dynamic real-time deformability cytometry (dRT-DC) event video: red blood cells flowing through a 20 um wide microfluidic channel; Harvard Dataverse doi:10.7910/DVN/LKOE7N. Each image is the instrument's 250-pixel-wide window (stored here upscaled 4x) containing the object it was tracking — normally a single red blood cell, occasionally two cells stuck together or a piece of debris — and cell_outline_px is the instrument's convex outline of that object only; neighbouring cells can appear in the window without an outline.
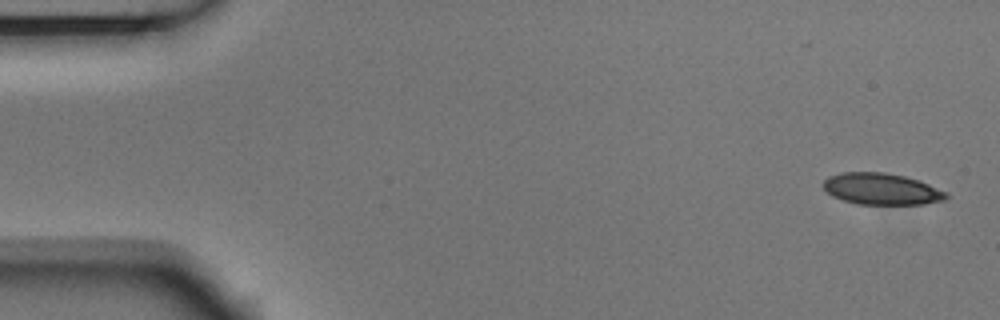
{"species": "Egyptian fruit bat (a non-hibernating species)", "species_latin": "Rousettus aegyptiacus", "temperature_condition": "room temperature", "stored_images_in_passage": 3, "camera_frame_rate_fps": 3000, "um_per_image_px": 0.085, "animal": {"sex": "male"}, "frame": {"image": 1, "passage_image": 1, "time_ms": 0.0, "image_size_px": [1000, 320], "cell_outline_px": [[948, 196], [944, 200], [924, 204], [856, 204], [832, 196], [824, 188], [824, 180], [828, 176], [840, 172], [884, 172], [904, 176], [928, 184], [948, 192]], "centroid_in_image_um": [74.92, 16.06], "position_along_channel_um": 10.1, "area_um2": 22.48}}